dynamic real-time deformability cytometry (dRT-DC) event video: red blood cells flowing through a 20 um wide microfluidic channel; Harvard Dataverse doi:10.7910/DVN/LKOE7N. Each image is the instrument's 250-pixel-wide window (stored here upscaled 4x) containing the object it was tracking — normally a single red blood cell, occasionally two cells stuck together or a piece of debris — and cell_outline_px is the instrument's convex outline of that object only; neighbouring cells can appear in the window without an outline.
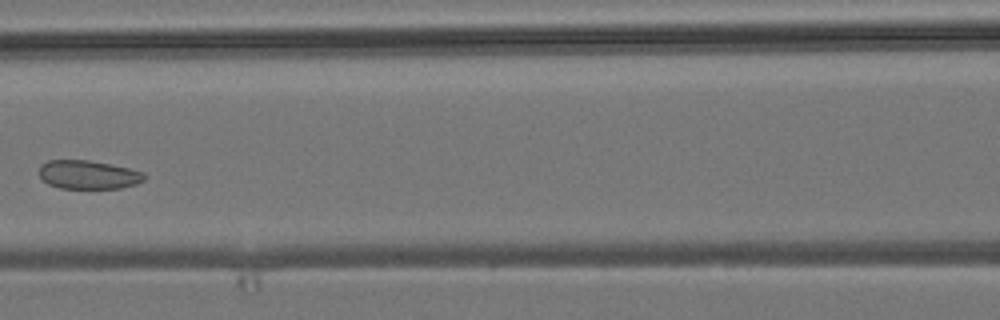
{"species": "common noctule bat (a hibernating species)", "species_latin": "Nyctalus noctula", "temperature_condition": "room temperature", "stored_images_in_passage": 7, "camera_frame_rate_fps": 3000, "um_per_image_px": 0.085, "animal": {"sex": "male", "body_mass_g": 19.2, "forearm_length_mm": 51.8}, "frame": {"image": 1, "passage_image": 7, "time_ms": 7.0, "image_size_px": [1000, 320], "cell_outline_px": [[144, 180], [136, 184], [120, 188], [60, 188], [48, 184], [40, 176], [40, 164], [48, 160], [88, 160], [128, 168], [144, 172]], "centroid_in_image_um": [7.49, 14.85], "position_along_channel_um": 159.1, "area_um2": 17.4}}